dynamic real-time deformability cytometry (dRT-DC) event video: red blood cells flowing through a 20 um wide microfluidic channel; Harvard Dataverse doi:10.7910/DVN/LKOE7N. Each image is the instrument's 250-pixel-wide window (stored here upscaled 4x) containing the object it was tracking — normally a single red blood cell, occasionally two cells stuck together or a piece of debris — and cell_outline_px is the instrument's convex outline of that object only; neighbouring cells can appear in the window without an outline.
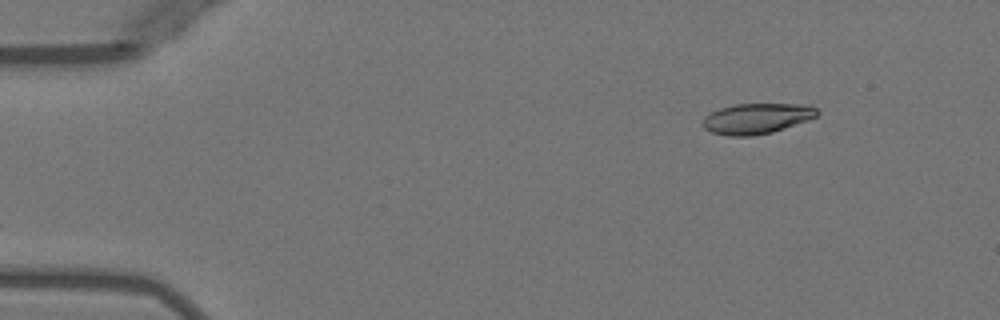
{"species": "Egyptian fruit bat (a non-hibernating species)", "species_latin": "Rousettus aegyptiacus", "temperature_condition": "warm", "stored_images_in_passage": 4, "camera_frame_rate_fps": 3000, "um_per_image_px": 0.085, "animal": {"sex": "female"}, "frame": {"image": 1, "passage_image": 1, "time_ms": 0.0, "image_size_px": [1000, 320], "cell_outline_px": [[820, 112], [816, 116], [808, 120], [772, 132], [752, 136], [728, 136], [712, 132], [704, 128], [700, 124], [704, 116], [720, 108], [736, 104], [808, 104], [816, 108]], "centroid_in_image_um": [64.3, 10.07], "position_along_channel_um": 20.7, "area_um2": 20.4}}